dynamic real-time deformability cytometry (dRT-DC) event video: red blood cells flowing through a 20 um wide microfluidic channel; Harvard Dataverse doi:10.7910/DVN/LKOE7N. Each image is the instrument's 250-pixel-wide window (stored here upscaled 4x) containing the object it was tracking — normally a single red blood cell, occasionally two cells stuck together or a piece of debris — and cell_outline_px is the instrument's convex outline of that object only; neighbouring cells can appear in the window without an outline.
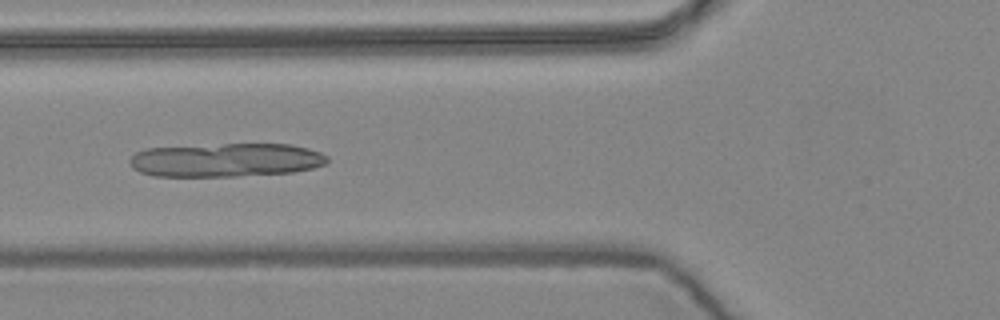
{"species": "common noctule bat (a hibernating species)", "species_latin": "Nyctalus noctula", "temperature_condition": "warm", "stored_images_in_passage": 8, "camera_frame_rate_fps": 3000, "um_per_image_px": 0.085, "animal": {"sex": "female", "body_mass_g": 24.6, "forearm_length_mm": 56.2}, "frame": {"image": 1, "passage_image": 6, "time_ms": 1.667, "image_size_px": [1000, 320], "cell_outline_px": [[328, 160], [324, 164], [312, 168], [292, 172], [236, 176], [152, 176], [140, 172], [132, 168], [128, 160], [136, 152], [144, 148], [224, 144], [288, 144], [308, 148], [320, 152], [328, 156]], "centroid_in_image_um": [19.17, 13.6], "position_along_channel_um": 106.6, "area_um2": 38.84}}
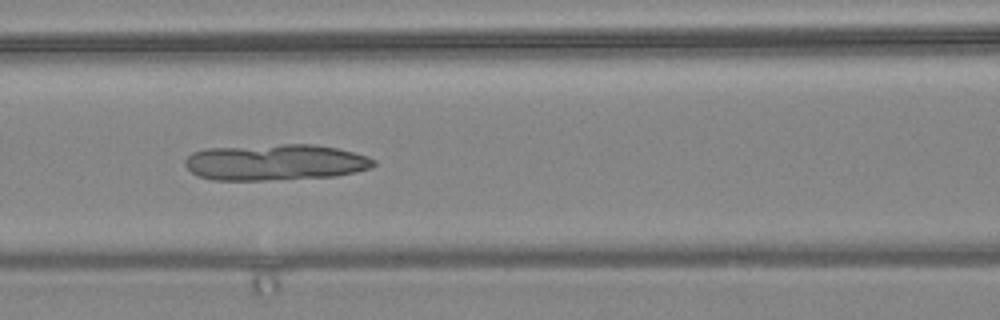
{"frame": {"image": 2, "passage_image": 7, "time_ms": 2.0, "image_size_px": [1000, 320], "cell_outline_px": [[376, 164], [372, 168], [356, 172], [336, 176], [264, 180], [212, 180], [196, 176], [184, 164], [184, 160], [192, 152], [208, 148], [284, 144], [312, 144], [336, 148], [368, 156], [376, 160]], "centroid_in_image_um": [23.4, 13.8], "position_along_channel_um": 143.2, "area_um2": 39.88}}
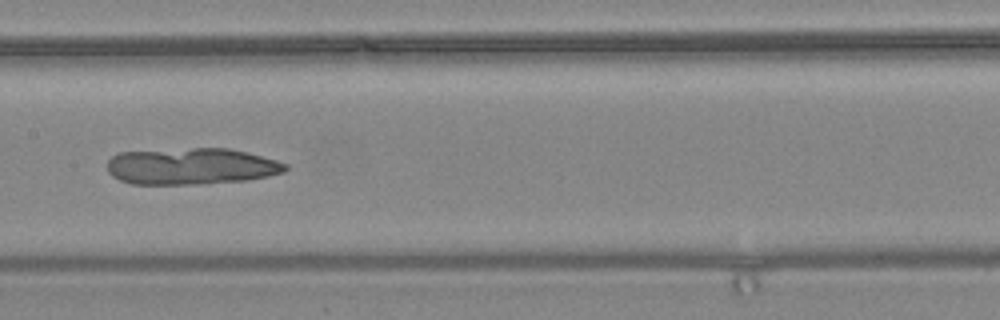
{"frame": {"image": 3, "passage_image": 8, "time_ms": 2.333, "image_size_px": [1000, 320], "cell_outline_px": [[288, 168], [284, 172], [268, 176], [248, 180], [188, 184], [132, 184], [120, 180], [112, 176], [108, 172], [108, 160], [112, 156], [120, 152], [192, 148], [228, 148], [248, 152], [276, 160], [288, 164]], "centroid_in_image_um": [16.27, 14.13], "position_along_channel_um": 191.1, "area_um2": 37.92}}